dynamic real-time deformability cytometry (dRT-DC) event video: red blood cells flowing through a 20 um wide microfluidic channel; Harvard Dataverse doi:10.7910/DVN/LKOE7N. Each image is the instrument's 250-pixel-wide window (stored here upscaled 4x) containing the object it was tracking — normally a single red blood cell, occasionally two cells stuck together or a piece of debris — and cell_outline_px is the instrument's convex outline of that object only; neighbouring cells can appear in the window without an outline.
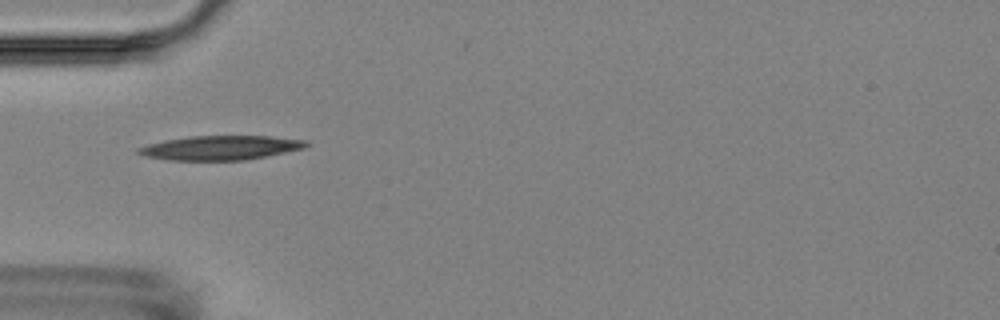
{"species": "Egyptian fruit bat (a non-hibernating species)", "species_latin": "Rousettus aegyptiacus", "temperature_condition": "room temperature", "stored_images_in_passage": 1, "camera_frame_rate_fps": 3000, "um_per_image_px": 0.085, "animal": {"sex": "female"}, "frame": {"image": 1, "passage_image": 1, "time_ms": 0.0, "image_size_px": [1000, 320], "cell_outline_px": [[312, 144], [304, 148], [244, 160], [168, 160], [144, 156], [136, 152], [136, 148], [148, 144], [164, 140], [188, 136], [268, 136], [308, 140]], "centroid_in_image_um": [18.72, 12.55], "position_along_channel_um": 66.3, "area_um2": 23.76}}